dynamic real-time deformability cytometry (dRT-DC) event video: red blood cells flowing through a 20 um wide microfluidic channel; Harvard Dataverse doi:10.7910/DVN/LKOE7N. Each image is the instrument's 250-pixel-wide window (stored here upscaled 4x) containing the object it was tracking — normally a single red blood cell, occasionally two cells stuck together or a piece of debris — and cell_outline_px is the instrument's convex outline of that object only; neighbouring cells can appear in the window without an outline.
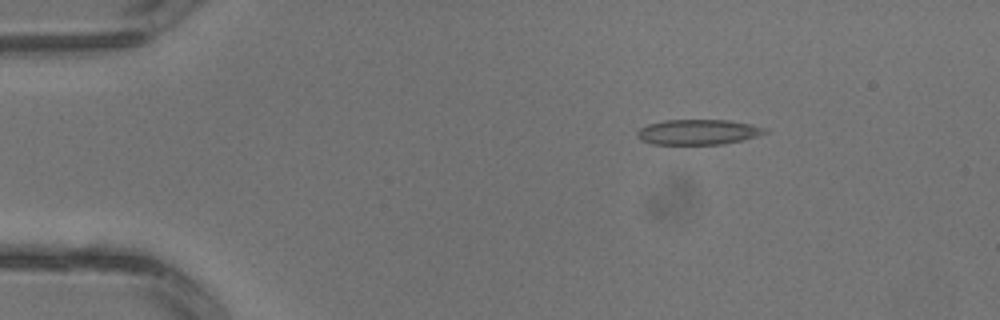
{"species": "common noctule bat (a hibernating species)", "species_latin": "Nyctalus noctula", "temperature_condition": "warm", "stored_images_in_passage": 2, "camera_frame_rate_fps": 3000, "um_per_image_px": 0.085, "animal": {"sex": "male", "body_mass_g": 13.3}, "frame": {"image": 1, "passage_image": 1, "time_ms": 0.0, "image_size_px": [1000, 320], "cell_outline_px": [[768, 132], [744, 140], [724, 144], [652, 144], [640, 140], [636, 136], [636, 132], [640, 128], [648, 124], [664, 120], [728, 120], [752, 124], [768, 128]], "centroid_in_image_um": [59.35, 11.22], "position_along_channel_um": 25.7, "area_um2": 18.96}}